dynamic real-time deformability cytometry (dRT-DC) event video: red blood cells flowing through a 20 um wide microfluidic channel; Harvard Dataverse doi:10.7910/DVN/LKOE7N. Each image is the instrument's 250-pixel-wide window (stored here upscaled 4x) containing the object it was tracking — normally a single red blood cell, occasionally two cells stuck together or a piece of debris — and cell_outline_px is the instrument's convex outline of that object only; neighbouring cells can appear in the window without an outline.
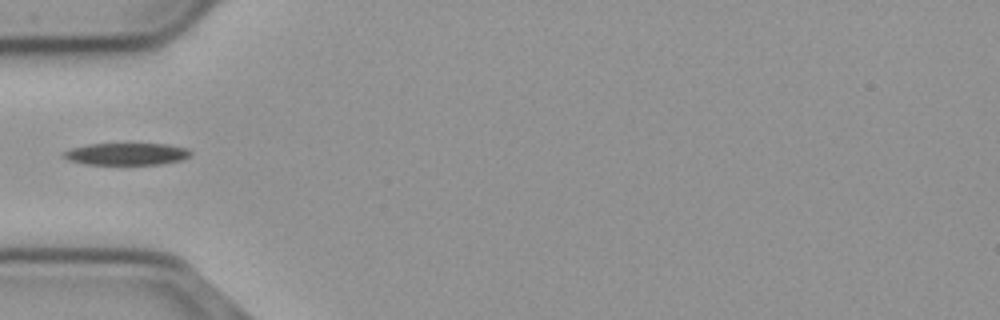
{"species": "common noctule bat (a hibernating species)", "species_latin": "Nyctalus noctula", "temperature_condition": "cold", "stored_images_in_passage": 38, "camera_frame_rate_fps": 3000, "um_per_image_px": 0.085, "animal": {"sex": "male", "body_mass_g": 23.1, "forearm_length_mm": 52.7}, "frame": {"image": 1, "passage_image": 1, "time_ms": 0.0, "image_size_px": [1000, 320], "cell_outline_px": [[192, 152], [188, 156], [180, 160], [160, 164], [88, 164], [68, 160], [64, 156], [64, 152], [72, 148], [88, 144], [168, 144], [188, 148]], "centroid_in_image_um": [10.79, 13.08], "position_along_channel_um": 74.2, "area_um2": 16.07}}
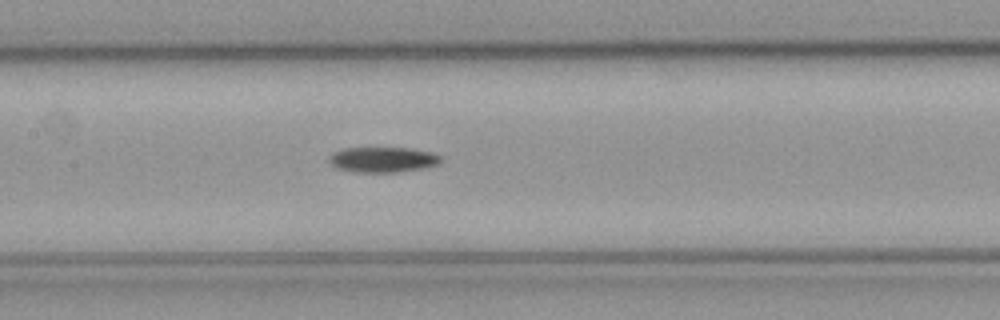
{"frame": {"image": 2, "passage_image": 9, "time_ms": 2.667, "image_size_px": [1000, 320], "cell_outline_px": [[440, 160], [436, 164], [420, 168], [396, 172], [356, 172], [336, 168], [328, 160], [328, 156], [332, 152], [344, 148], [412, 148], [432, 152], [440, 156]], "centroid_in_image_um": [32.47, 13.55], "position_along_channel_um": 174.9, "area_um2": 16.36}}
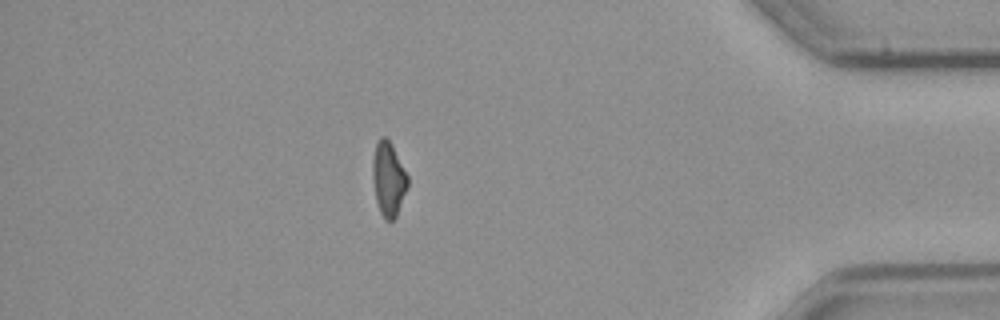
{"frame": {"image": 3, "passage_image": 31, "time_ms": 10.0, "image_size_px": [1000, 320], "cell_outline_px": [[408, 188], [396, 216], [392, 220], [384, 220], [380, 212], [376, 200], [372, 176], [372, 160], [376, 144], [380, 136], [384, 136], [392, 144], [408, 176]], "centroid_in_image_um": [33.02, 15.21], "position_along_channel_um": 402.2, "area_um2": 15.2}}